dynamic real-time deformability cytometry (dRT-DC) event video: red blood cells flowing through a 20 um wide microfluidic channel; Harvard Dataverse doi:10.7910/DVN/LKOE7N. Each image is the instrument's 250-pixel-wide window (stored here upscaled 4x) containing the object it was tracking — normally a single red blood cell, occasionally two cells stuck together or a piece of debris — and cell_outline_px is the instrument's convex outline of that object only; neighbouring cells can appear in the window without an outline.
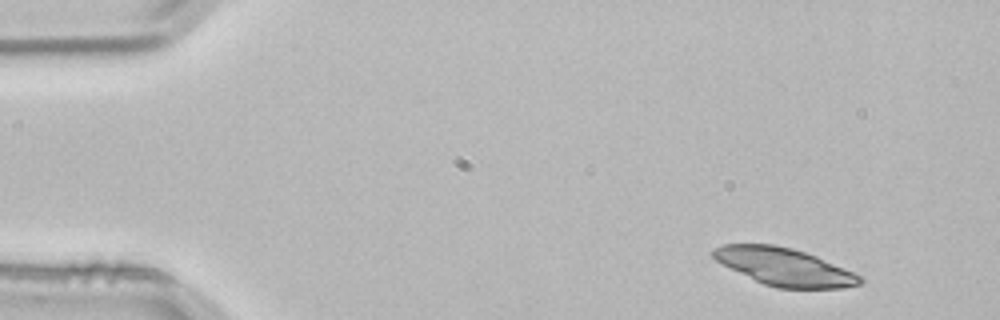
{"species": "common noctule bat (a hibernating species)", "species_latin": "Nyctalus noctula", "temperature_condition": "room temperature", "stored_images_in_passage": 3, "camera_frame_rate_fps": 3000, "um_per_image_px": 0.085, "animal": {"sex": "male", "body_mass_g": 21.5, "forearm_length_mm": 52.0}, "frame": {"image": 1, "passage_image": 3, "time_ms": 0.667, "image_size_px": [1000, 320], "cell_outline_px": [[864, 280], [860, 284], [844, 288], [776, 288], [764, 284], [716, 260], [708, 252], [712, 248], [724, 244], [772, 244], [792, 248], [816, 256], [852, 272], [860, 276]], "centroid_in_image_um": [66.65, 22.67], "position_along_channel_um": 18.4, "area_um2": 31.67}}